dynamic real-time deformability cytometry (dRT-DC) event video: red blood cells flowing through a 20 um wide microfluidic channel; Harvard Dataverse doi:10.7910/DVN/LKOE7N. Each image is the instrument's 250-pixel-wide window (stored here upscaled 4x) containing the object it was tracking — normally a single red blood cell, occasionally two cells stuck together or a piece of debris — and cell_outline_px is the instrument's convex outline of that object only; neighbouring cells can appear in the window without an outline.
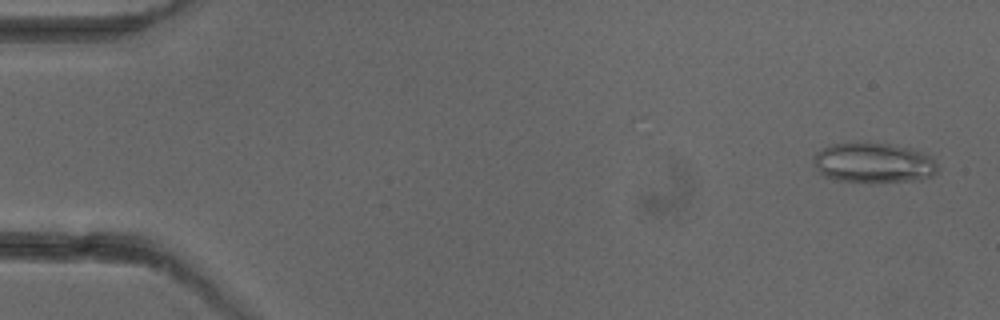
{"species": "common noctule bat (a hibernating species)", "species_latin": "Nyctalus noctula", "temperature_condition": "cold", "stored_images_in_passage": 7, "camera_frame_rate_fps": 3000, "um_per_image_px": 0.085, "animal": {"sex": "female"}, "frame": {"image": 1, "passage_image": 1, "time_ms": 0.0, "image_size_px": [1000, 320], "cell_outline_px": [[936, 172], [932, 176], [920, 180], [836, 180], [824, 176], [816, 168], [812, 160], [816, 152], [832, 144], [888, 144], [908, 148], [920, 152], [928, 156], [936, 164]], "centroid_in_image_um": [74.21, 13.83], "position_along_channel_um": 10.8, "area_um2": 27.69}}
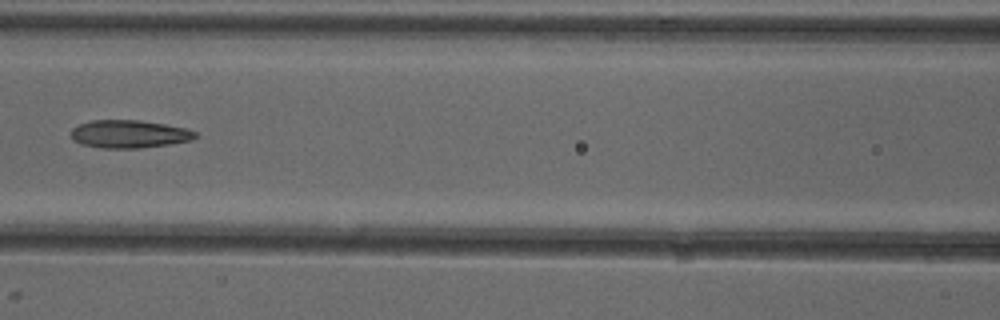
{"frame": {"image": 2, "passage_image": 7, "time_ms": 7.0, "image_size_px": [1000, 320], "cell_outline_px": [[196, 136], [192, 140], [168, 144], [140, 148], [100, 148], [80, 144], [72, 140], [72, 128], [80, 124], [92, 120], [140, 120], [164, 124], [184, 128], [196, 132]], "centroid_in_image_um": [10.94, 11.39], "position_along_channel_um": 155.7, "area_um2": 20.11}}